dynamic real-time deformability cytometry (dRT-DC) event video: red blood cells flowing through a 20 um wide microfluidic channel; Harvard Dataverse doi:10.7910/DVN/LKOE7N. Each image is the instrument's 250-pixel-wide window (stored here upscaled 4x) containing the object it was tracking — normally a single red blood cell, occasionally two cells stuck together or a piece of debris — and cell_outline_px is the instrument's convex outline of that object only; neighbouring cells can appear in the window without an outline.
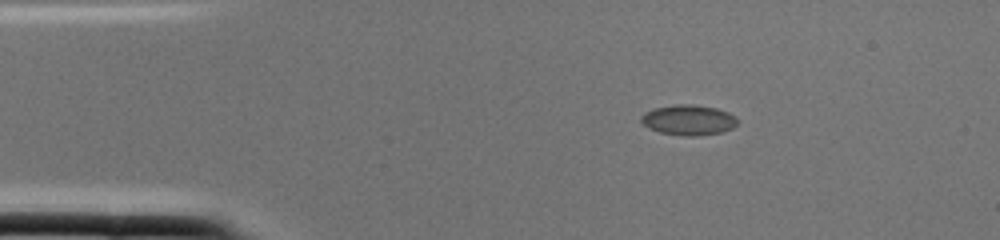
{"species": "common noctule bat (a hibernating species)", "species_latin": "Nyctalus noctula", "temperature_condition": "cold", "stored_images_in_passage": 1, "camera_frame_rate_fps": 3000, "um_per_image_px": 0.085, "animal": {"sex": "female", "body_mass_g": 22.0, "forearm_length_mm": 56.7}, "frame": {"image": 1, "passage_image": 1, "time_ms": 0.0, "image_size_px": [1000, 240], "cell_outline_px": [[736, 124], [732, 128], [720, 132], [696, 136], [684, 136], [660, 132], [648, 128], [640, 120], [640, 116], [644, 112], [652, 108], [676, 104], [692, 104], [716, 108], [728, 112], [736, 116]], "centroid_in_image_um": [58.48, 10.19], "position_along_channel_um": 26.5, "area_um2": 17.05}}